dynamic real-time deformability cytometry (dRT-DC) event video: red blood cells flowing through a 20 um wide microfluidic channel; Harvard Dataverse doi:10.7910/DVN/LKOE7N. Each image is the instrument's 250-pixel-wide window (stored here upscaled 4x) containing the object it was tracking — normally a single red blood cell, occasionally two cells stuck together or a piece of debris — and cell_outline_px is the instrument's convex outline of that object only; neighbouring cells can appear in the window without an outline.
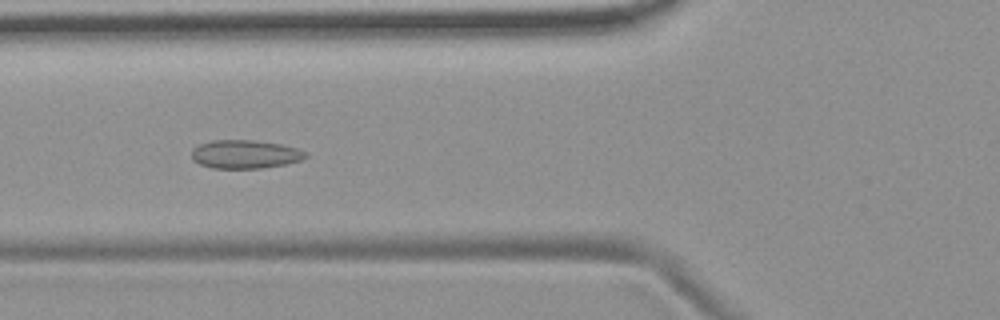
{"species": "common noctule bat (a hibernating species)", "species_latin": "Nyctalus noctula", "temperature_condition": "room temperature", "stored_images_in_passage": 51, "camera_frame_rate_fps": 3000, "um_per_image_px": 0.085, "animal": {"sex": "female", "body_mass_g": 19.9}, "frame": {"image": 1, "passage_image": 17, "time_ms": 5.333, "image_size_px": [1000, 320], "cell_outline_px": [[308, 156], [300, 160], [284, 164], [264, 168], [212, 168], [200, 164], [192, 160], [192, 148], [200, 144], [212, 140], [256, 140], [280, 144], [296, 148], [308, 152]], "centroid_in_image_um": [20.82, 13.1], "position_along_channel_um": 105.0, "area_um2": 18.96}}
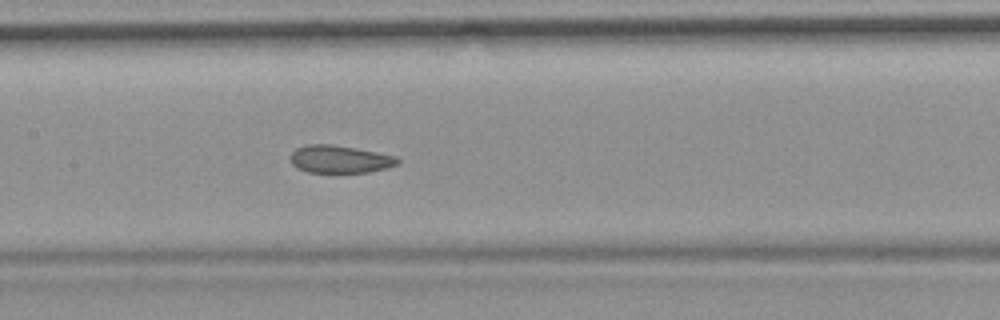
{"frame": {"image": 2, "passage_image": 23, "time_ms": 7.333, "image_size_px": [1000, 320], "cell_outline_px": [[400, 164], [368, 172], [308, 172], [296, 168], [292, 164], [288, 156], [296, 148], [308, 144], [332, 144], [376, 152], [396, 156], [400, 160]], "centroid_in_image_um": [28.84, 13.53], "position_along_channel_um": 178.6, "area_um2": 17.28}}
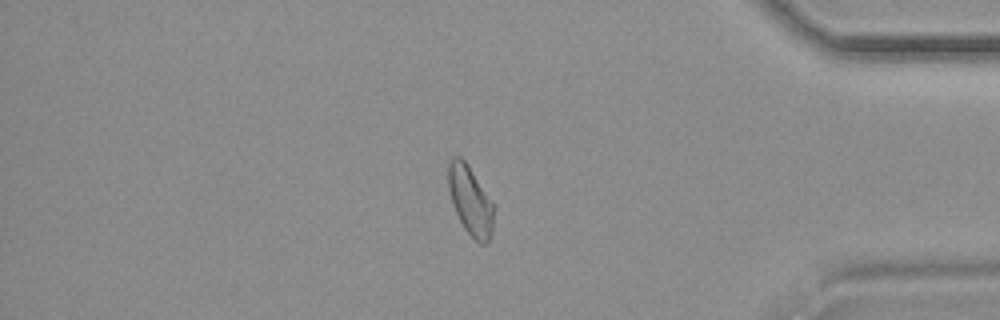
{"frame": {"image": 3, "passage_image": 43, "time_ms": 14.0, "image_size_px": [1000, 320], "cell_outline_px": [[492, 236], [484, 244], [480, 244], [464, 228], [452, 204], [448, 188], [448, 164], [452, 156], [460, 156], [468, 164], [492, 200]], "centroid_in_image_um": [39.96, 17.01], "position_along_channel_um": 395.2, "area_um2": 18.15}, "authors_computed_cell_mechanics": {"area_um2": 18.9006, "velocity_mm_per_s": 3.6769, "shape_relaxation_time_tau1_ms": null, "shape_relaxation_time_tau2_ms": 2.9375, "deformation_change_tau1": null, "deformation_change_tau2": 0.0793}}